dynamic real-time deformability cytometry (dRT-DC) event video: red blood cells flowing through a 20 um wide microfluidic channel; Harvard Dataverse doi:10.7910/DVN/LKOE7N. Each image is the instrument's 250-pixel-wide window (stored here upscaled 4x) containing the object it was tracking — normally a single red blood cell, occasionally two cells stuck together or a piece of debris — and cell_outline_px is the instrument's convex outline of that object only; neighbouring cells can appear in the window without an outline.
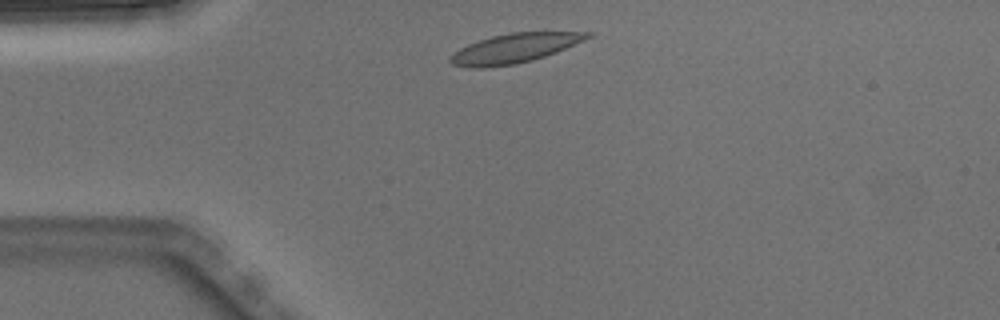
{"species": "Egyptian fruit bat (a non-hibernating species)", "species_latin": "Rousettus aegyptiacus", "temperature_condition": "warm", "stored_images_in_passage": 2, "camera_frame_rate_fps": 3000, "um_per_image_px": 0.085, "animal": {"sex": "male"}, "frame": {"image": 1, "passage_image": 1, "time_ms": 0.0, "image_size_px": [1000, 320], "cell_outline_px": [[592, 36], [584, 40], [556, 52], [532, 60], [516, 64], [484, 68], [476, 68], [452, 64], [448, 60], [448, 56], [460, 48], [468, 44], [492, 36], [512, 32], [592, 32]], "centroid_in_image_um": [43.7, 4.11], "position_along_channel_um": 41.3, "area_um2": 23.29}}